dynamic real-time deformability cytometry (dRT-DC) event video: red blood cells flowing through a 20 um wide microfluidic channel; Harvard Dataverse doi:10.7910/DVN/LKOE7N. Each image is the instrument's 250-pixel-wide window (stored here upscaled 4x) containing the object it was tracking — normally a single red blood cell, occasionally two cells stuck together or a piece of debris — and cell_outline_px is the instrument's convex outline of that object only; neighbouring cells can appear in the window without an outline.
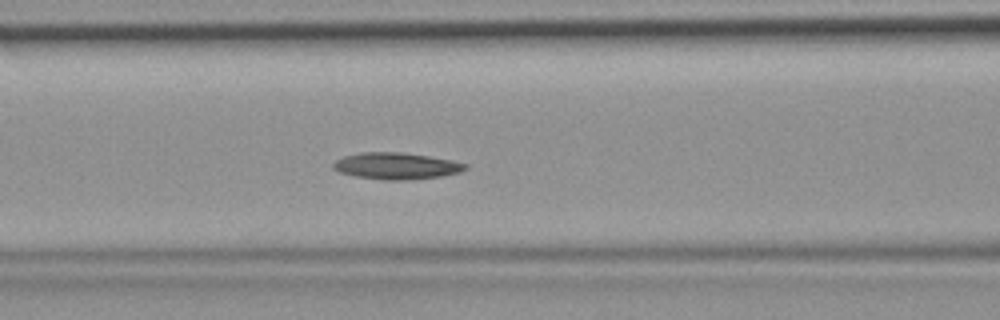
{"species": "common noctule bat (a hibernating species)", "species_latin": "Nyctalus noctula", "temperature_condition": "room temperature", "stored_images_in_passage": 40, "camera_frame_rate_fps": 3000, "um_per_image_px": 0.085, "animal": {"sex": "female", "body_mass_g": 19.9}, "frame": {"image": 1, "passage_image": 12, "time_ms": 3.667, "image_size_px": [1000, 320], "cell_outline_px": [[468, 168], [460, 172], [440, 176], [404, 180], [388, 180], [356, 176], [340, 172], [332, 168], [332, 164], [336, 160], [344, 156], [360, 152], [404, 152], [452, 160], [468, 164]], "centroid_in_image_um": [33.69, 14.09], "position_along_channel_um": 132.9, "area_um2": 20.4}}